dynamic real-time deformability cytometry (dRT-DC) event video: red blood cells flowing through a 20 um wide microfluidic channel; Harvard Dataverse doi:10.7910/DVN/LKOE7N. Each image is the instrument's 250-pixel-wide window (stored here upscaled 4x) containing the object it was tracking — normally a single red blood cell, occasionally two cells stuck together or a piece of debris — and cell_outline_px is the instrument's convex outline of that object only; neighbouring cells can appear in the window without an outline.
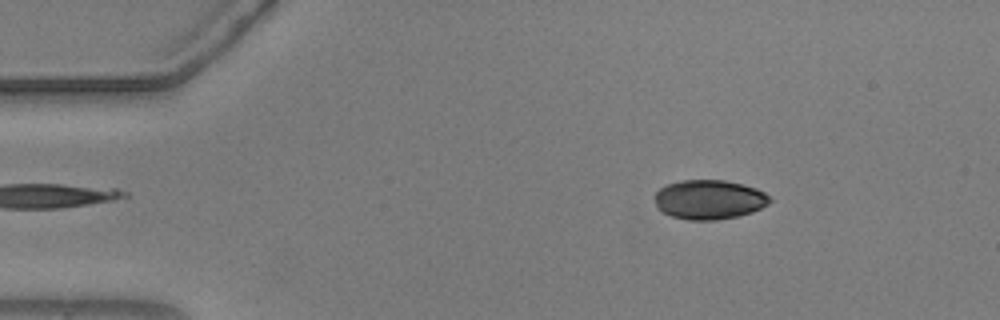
{"species": "common noctule bat (a hibernating species)", "species_latin": "Nyctalus noctula", "temperature_condition": "warm", "stored_images_in_passage": 47, "camera_frame_rate_fps": 3000, "um_per_image_px": 0.085, "animal": {"sex": "male", "body_mass_g": 20.5, "forearm_length_mm": 52.5}, "frame": {"image": 1, "passage_image": 1, "time_ms": 0.0, "image_size_px": [1000, 320], "cell_outline_px": [[772, 200], [768, 204], [752, 212], [736, 216], [716, 220], [688, 220], [672, 216], [656, 208], [656, 192], [660, 188], [668, 184], [680, 180], [724, 180], [744, 184], [756, 188], [764, 192]], "centroid_in_image_um": [60.28, 16.96], "position_along_channel_um": 24.7, "area_um2": 26.36}}
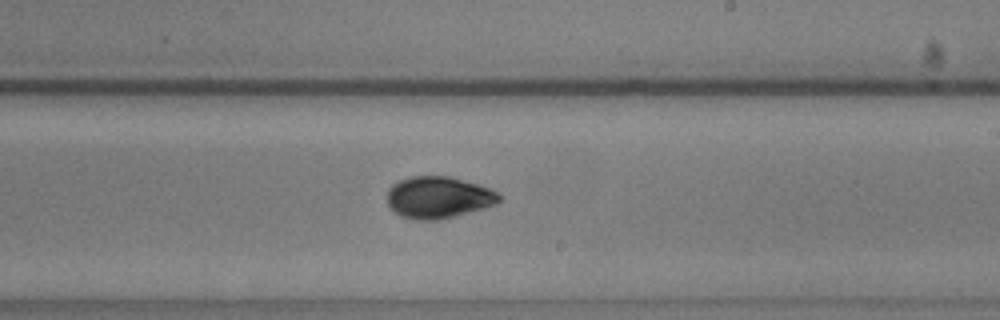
{"frame": {"image": 2, "passage_image": 25, "time_ms": 8.0, "image_size_px": [1000, 320], "cell_outline_px": [[500, 200], [496, 204], [484, 208], [436, 220], [416, 220], [400, 216], [388, 204], [388, 188], [392, 184], [400, 180], [412, 176], [448, 176], [492, 188], [500, 196]], "centroid_in_image_um": [37.26, 16.77], "position_along_channel_um": 251.7, "area_um2": 27.05}}
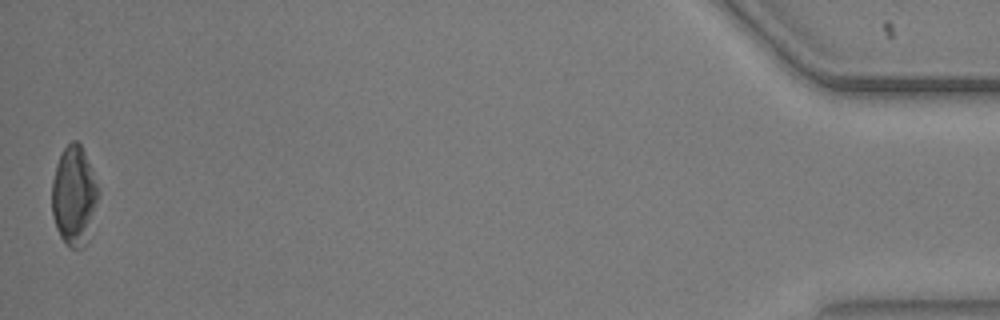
{"frame": {"image": 3, "passage_image": 47, "time_ms": 15.333, "image_size_px": [1000, 320], "cell_outline_px": [[100, 192], [84, 248], [72, 248], [60, 236], [56, 228], [52, 212], [52, 180], [56, 164], [64, 148], [72, 140], [76, 140], [80, 144], [92, 168], [100, 188]], "centroid_in_image_um": [6.3, 16.6], "position_along_channel_um": 428.9, "area_um2": 26.7}, "authors_computed_cell_mechanics": {"area_um2": 26.9348, "velocity_mm_per_s": 3.6952, "shape_relaxation_time_tau1_ms": 2.5697, "shape_relaxation_time_tau2_ms": 7.0561, "deformation_change_tau1": 0.1096, "deformation_change_tau2": 0.0941}}